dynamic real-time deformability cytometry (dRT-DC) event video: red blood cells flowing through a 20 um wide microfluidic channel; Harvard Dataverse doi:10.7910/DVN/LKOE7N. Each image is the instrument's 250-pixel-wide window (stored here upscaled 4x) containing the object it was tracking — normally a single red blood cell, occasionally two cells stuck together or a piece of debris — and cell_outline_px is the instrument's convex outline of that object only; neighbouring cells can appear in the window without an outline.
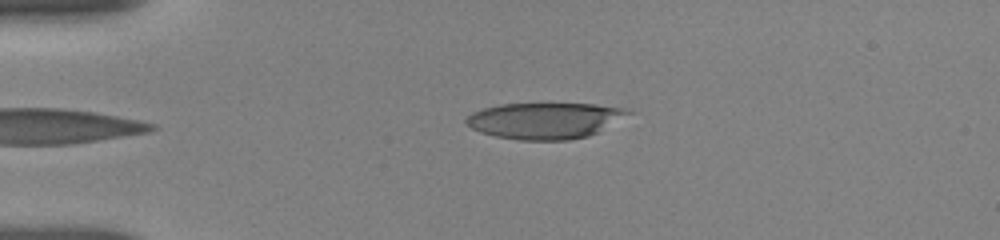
{"species": "human", "species_latin": "Homo sapiens", "temperature_condition": "room temperature", "stored_images_in_passage": 3, "camera_frame_rate_fps": 3000, "um_per_image_px": 0.085, "donor": {"sex": "female"}, "frame": {"image": 1, "passage_image": 3, "time_ms": 1.667, "image_size_px": [1000, 240], "cell_outline_px": [[636, 112], [588, 136], [568, 140], [520, 140], [496, 136], [480, 132], [472, 128], [464, 120], [472, 112], [484, 108], [500, 104], [596, 104], [632, 108]], "centroid_in_image_um": [46.38, 10.24], "position_along_channel_um": 38.6, "area_um2": 34.22}}